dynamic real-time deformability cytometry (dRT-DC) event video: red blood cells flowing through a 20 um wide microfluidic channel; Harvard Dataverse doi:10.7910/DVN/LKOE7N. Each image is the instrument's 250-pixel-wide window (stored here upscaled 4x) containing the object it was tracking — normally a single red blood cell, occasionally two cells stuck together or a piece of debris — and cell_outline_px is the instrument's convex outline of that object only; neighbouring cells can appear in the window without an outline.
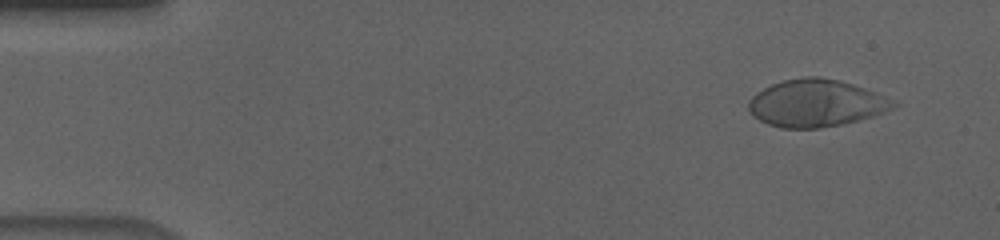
{"species": "human", "species_latin": "Homo sapiens", "temperature_condition": "cold", "stored_images_in_passage": 55, "camera_frame_rate_fps": 3000, "um_per_image_px": 0.085, "donor": {"sex": "male"}, "frame": {"image": 1, "passage_image": 4, "time_ms": 1.0, "image_size_px": [1000, 240], "cell_outline_px": [[900, 104], [884, 112], [872, 116], [840, 124], [820, 128], [780, 128], [768, 124], [760, 120], [748, 108], [748, 100], [756, 92], [772, 84], [784, 80], [804, 76], [820, 76], [852, 84], [876, 92]], "centroid_in_image_um": [69.34, 8.76], "position_along_channel_um": 15.7, "area_um2": 39.54}}
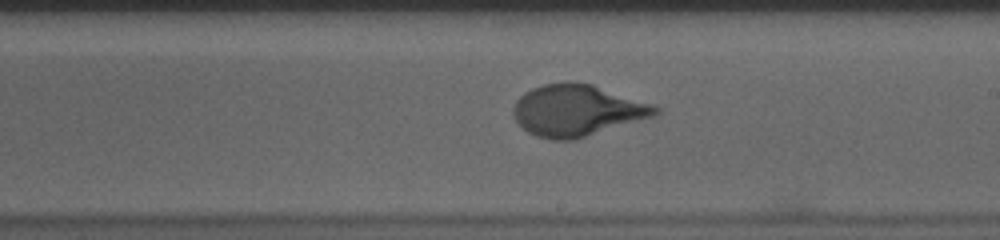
{"frame": {"image": 2, "passage_image": 32, "time_ms": 10.333, "image_size_px": [1000, 240], "cell_outline_px": [[660, 112], [656, 116], [576, 140], [552, 140], [536, 136], [528, 132], [512, 116], [512, 108], [516, 100], [524, 92], [532, 88], [544, 84], [564, 80], [572, 80], [592, 84], [652, 104], [660, 108]], "centroid_in_image_um": [49.05, 9.38], "position_along_channel_um": 240.0, "area_um2": 43.18}}
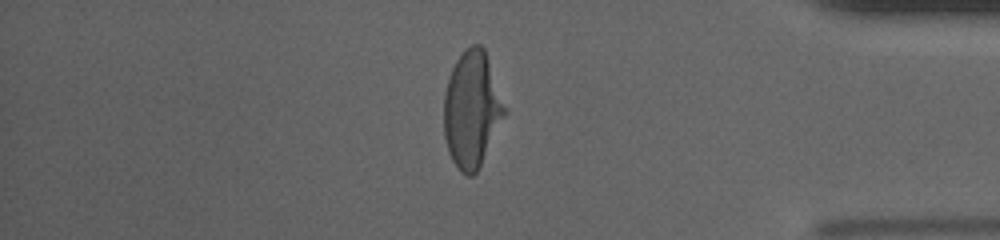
{"frame": {"image": 3, "passage_image": 47, "time_ms": 15.333, "image_size_px": [1000, 240], "cell_outline_px": [[508, 112], [476, 172], [472, 176], [468, 176], [460, 172], [452, 160], [448, 152], [444, 136], [444, 92], [448, 76], [456, 60], [472, 44], [480, 44], [484, 48]], "centroid_in_image_um": [40.11, 9.31], "position_along_channel_um": 395.1, "area_um2": 41.15}, "authors_computed_cell_mechanics": {"area_um2": 40.8646, "velocity_mm_per_s": 3.6333, "shape_relaxation_time_tau1_ms": 4.6589, "shape_relaxation_time_tau2_ms": null, "deformation_change_tau1": 0.2146, "deformation_change_tau2": null}}